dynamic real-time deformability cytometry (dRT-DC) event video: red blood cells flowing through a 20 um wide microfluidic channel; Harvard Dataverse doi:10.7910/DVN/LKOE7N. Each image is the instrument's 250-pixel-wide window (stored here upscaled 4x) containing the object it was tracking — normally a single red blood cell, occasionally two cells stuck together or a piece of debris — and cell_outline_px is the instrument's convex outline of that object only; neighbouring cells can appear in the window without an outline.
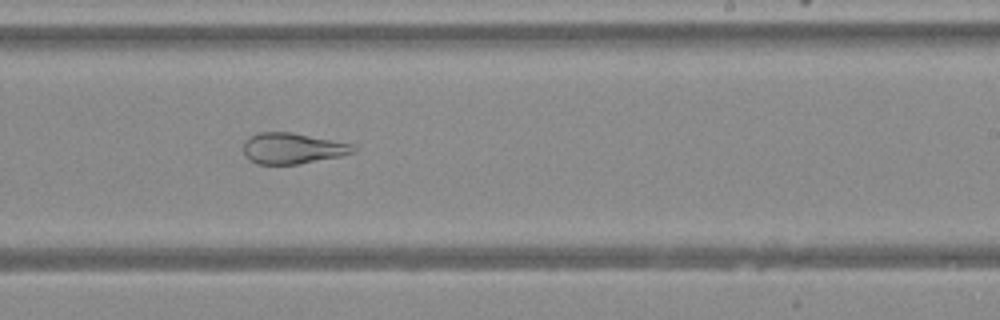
{"species": "Egyptian fruit bat (a non-hibernating species)", "species_latin": "Rousettus aegyptiacus", "temperature_condition": "warm", "stored_images_in_passage": 35, "camera_frame_rate_fps": 3000, "um_per_image_px": 0.085, "animal": {"sex": "female"}, "frame": {"image": 1, "passage_image": 17, "time_ms": 5.333, "image_size_px": [1000, 320], "cell_outline_px": [[356, 152], [340, 156], [300, 164], [256, 164], [248, 160], [244, 156], [244, 140], [248, 136], [256, 132], [292, 132], [356, 144]], "centroid_in_image_um": [24.86, 12.6], "position_along_channel_um": 264.1, "area_um2": 20.23}}
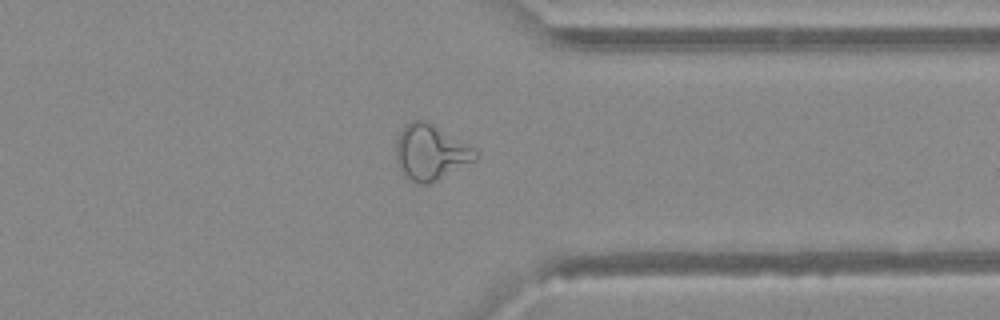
{"frame": {"image": 2, "passage_image": 25, "time_ms": 8.0, "image_size_px": [1000, 320], "cell_outline_px": [[476, 160], [428, 184], [420, 184], [412, 180], [400, 168], [396, 160], [396, 140], [404, 124], [412, 120], [428, 120], [472, 148], [476, 152]], "centroid_in_image_um": [36.56, 12.91], "position_along_channel_um": 374.8, "area_um2": 25.14}}
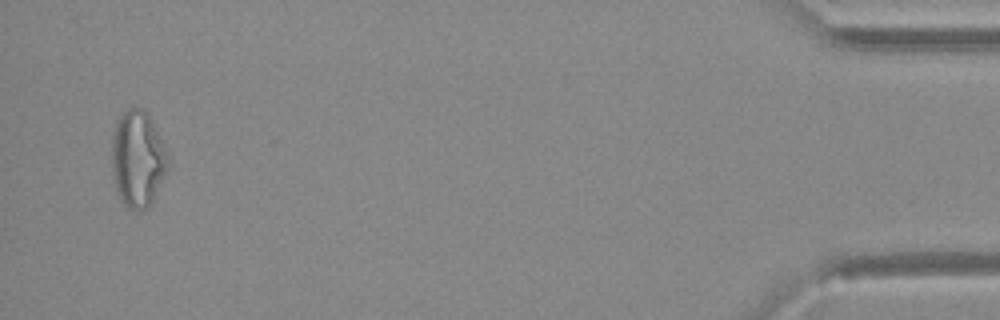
{"frame": {"image": 3, "passage_image": 34, "time_ms": 11.0, "image_size_px": [1000, 320], "cell_outline_px": [[168, 168], [152, 200], [140, 212], [128, 208], [124, 204], [116, 188], [112, 168], [112, 132], [116, 120], [128, 108], [144, 108], [152, 120], [164, 144], [168, 160]], "centroid_in_image_um": [11.69, 13.46], "position_along_channel_um": 423.5, "area_um2": 31.33}}